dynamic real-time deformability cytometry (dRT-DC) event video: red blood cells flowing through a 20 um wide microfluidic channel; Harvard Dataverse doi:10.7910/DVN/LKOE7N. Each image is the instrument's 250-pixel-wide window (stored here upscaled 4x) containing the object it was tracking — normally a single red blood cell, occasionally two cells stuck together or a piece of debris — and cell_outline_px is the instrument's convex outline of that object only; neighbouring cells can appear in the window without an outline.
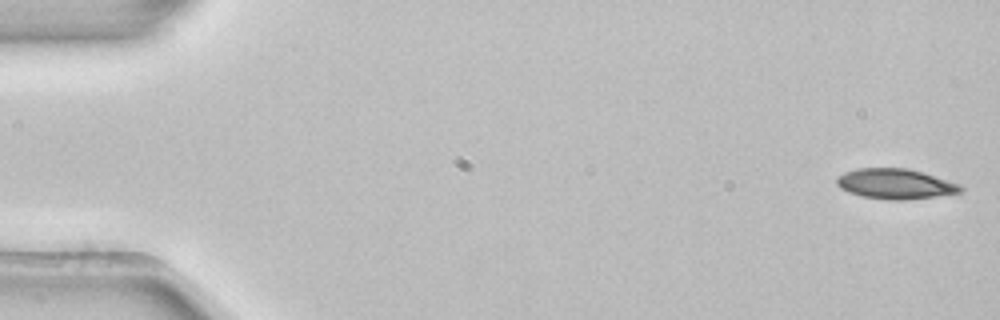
{"species": "common noctule bat (a hibernating species)", "species_latin": "Nyctalus noctula", "temperature_condition": "room temperature", "stored_images_in_passage": 6, "camera_frame_rate_fps": 3000, "um_per_image_px": 0.085, "animal": {"sex": "female", "body_mass_g": 22.7, "forearm_length_mm": 54.2}, "frame": {"image": 1, "passage_image": 1, "time_ms": 0.0, "image_size_px": [1000, 320], "cell_outline_px": [[964, 192], [936, 196], [904, 200], [888, 200], [864, 196], [848, 192], [840, 188], [836, 184], [836, 176], [844, 172], [856, 168], [908, 168], [960, 184], [964, 188]], "centroid_in_image_um": [76.09, 15.63], "position_along_channel_um": 8.9, "area_um2": 21.85}}
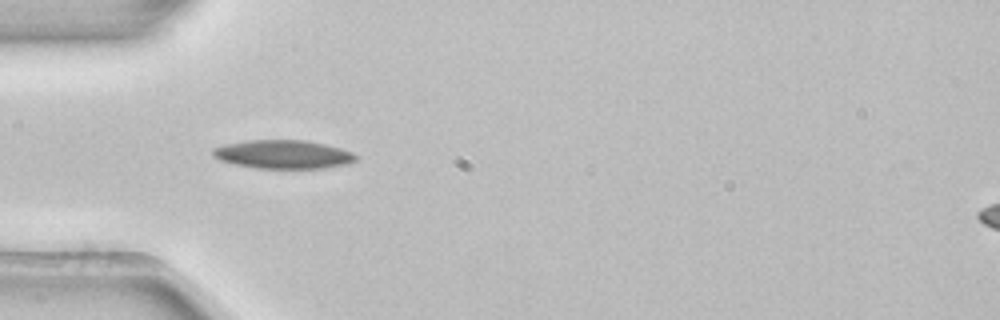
{"frame": {"image": 2, "passage_image": 5, "time_ms": 1.333, "image_size_px": [1000, 320], "cell_outline_px": [[360, 156], [356, 160], [348, 164], [324, 168], [256, 168], [236, 164], [220, 160], [212, 156], [212, 148], [228, 144], [252, 140], [304, 140], [324, 144], [340, 148], [352, 152]], "centroid_in_image_um": [24.11, 13.12], "position_along_channel_um": 60.9, "area_um2": 23.7}}